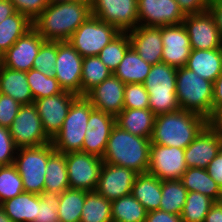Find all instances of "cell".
<instances>
[{"label":"cell","instance_id":"1","mask_svg":"<svg viewBox=\"0 0 222 222\" xmlns=\"http://www.w3.org/2000/svg\"><path fill=\"white\" fill-rule=\"evenodd\" d=\"M91 15V2H59L49 4L32 25L45 41H68Z\"/></svg>","mask_w":222,"mask_h":222},{"label":"cell","instance_id":"2","mask_svg":"<svg viewBox=\"0 0 222 222\" xmlns=\"http://www.w3.org/2000/svg\"><path fill=\"white\" fill-rule=\"evenodd\" d=\"M209 124V120L195 112L179 109L157 115L151 144L185 149Z\"/></svg>","mask_w":222,"mask_h":222},{"label":"cell","instance_id":"3","mask_svg":"<svg viewBox=\"0 0 222 222\" xmlns=\"http://www.w3.org/2000/svg\"><path fill=\"white\" fill-rule=\"evenodd\" d=\"M151 141L115 125L108 139L103 162L119 165L137 174L148 172Z\"/></svg>","mask_w":222,"mask_h":222},{"label":"cell","instance_id":"4","mask_svg":"<svg viewBox=\"0 0 222 222\" xmlns=\"http://www.w3.org/2000/svg\"><path fill=\"white\" fill-rule=\"evenodd\" d=\"M213 83L199 77L187 67L177 68L176 94L181 109L213 117Z\"/></svg>","mask_w":222,"mask_h":222},{"label":"cell","instance_id":"5","mask_svg":"<svg viewBox=\"0 0 222 222\" xmlns=\"http://www.w3.org/2000/svg\"><path fill=\"white\" fill-rule=\"evenodd\" d=\"M177 69L166 64L152 65L143 82L149 94V109L157 116L180 109L176 94Z\"/></svg>","mask_w":222,"mask_h":222},{"label":"cell","instance_id":"6","mask_svg":"<svg viewBox=\"0 0 222 222\" xmlns=\"http://www.w3.org/2000/svg\"><path fill=\"white\" fill-rule=\"evenodd\" d=\"M93 109L85 96H78L72 102L61 130L51 140L56 152L67 154L82 151L89 115Z\"/></svg>","mask_w":222,"mask_h":222},{"label":"cell","instance_id":"7","mask_svg":"<svg viewBox=\"0 0 222 222\" xmlns=\"http://www.w3.org/2000/svg\"><path fill=\"white\" fill-rule=\"evenodd\" d=\"M54 152L52 143L17 150L14 165L23 181L24 192L35 194L44 192L48 158Z\"/></svg>","mask_w":222,"mask_h":222},{"label":"cell","instance_id":"8","mask_svg":"<svg viewBox=\"0 0 222 222\" xmlns=\"http://www.w3.org/2000/svg\"><path fill=\"white\" fill-rule=\"evenodd\" d=\"M121 31L115 26L89 16L68 40L75 50L84 58L97 56Z\"/></svg>","mask_w":222,"mask_h":222},{"label":"cell","instance_id":"9","mask_svg":"<svg viewBox=\"0 0 222 222\" xmlns=\"http://www.w3.org/2000/svg\"><path fill=\"white\" fill-rule=\"evenodd\" d=\"M9 131L18 149L51 143V139L43 130L41 118L34 104L20 107Z\"/></svg>","mask_w":222,"mask_h":222},{"label":"cell","instance_id":"10","mask_svg":"<svg viewBox=\"0 0 222 222\" xmlns=\"http://www.w3.org/2000/svg\"><path fill=\"white\" fill-rule=\"evenodd\" d=\"M69 187L86 191H95L102 158L83 151L65 154Z\"/></svg>","mask_w":222,"mask_h":222},{"label":"cell","instance_id":"11","mask_svg":"<svg viewBox=\"0 0 222 222\" xmlns=\"http://www.w3.org/2000/svg\"><path fill=\"white\" fill-rule=\"evenodd\" d=\"M91 13L121 32L139 25L137 0H91Z\"/></svg>","mask_w":222,"mask_h":222},{"label":"cell","instance_id":"12","mask_svg":"<svg viewBox=\"0 0 222 222\" xmlns=\"http://www.w3.org/2000/svg\"><path fill=\"white\" fill-rule=\"evenodd\" d=\"M82 63L83 57L69 41L57 42L54 77L64 91L81 96Z\"/></svg>","mask_w":222,"mask_h":222},{"label":"cell","instance_id":"13","mask_svg":"<svg viewBox=\"0 0 222 222\" xmlns=\"http://www.w3.org/2000/svg\"><path fill=\"white\" fill-rule=\"evenodd\" d=\"M185 149L151 144L148 173L162 180L181 179L187 170Z\"/></svg>","mask_w":222,"mask_h":222},{"label":"cell","instance_id":"14","mask_svg":"<svg viewBox=\"0 0 222 222\" xmlns=\"http://www.w3.org/2000/svg\"><path fill=\"white\" fill-rule=\"evenodd\" d=\"M190 39L191 49L213 50L222 48V39L212 13L185 15L182 21Z\"/></svg>","mask_w":222,"mask_h":222},{"label":"cell","instance_id":"15","mask_svg":"<svg viewBox=\"0 0 222 222\" xmlns=\"http://www.w3.org/2000/svg\"><path fill=\"white\" fill-rule=\"evenodd\" d=\"M77 97L78 95L63 90L59 94L34 100L43 130L51 140L61 130L69 108Z\"/></svg>","mask_w":222,"mask_h":222},{"label":"cell","instance_id":"16","mask_svg":"<svg viewBox=\"0 0 222 222\" xmlns=\"http://www.w3.org/2000/svg\"><path fill=\"white\" fill-rule=\"evenodd\" d=\"M43 37L32 27L21 36L2 56L0 64L15 71H29L39 53Z\"/></svg>","mask_w":222,"mask_h":222},{"label":"cell","instance_id":"17","mask_svg":"<svg viewBox=\"0 0 222 222\" xmlns=\"http://www.w3.org/2000/svg\"><path fill=\"white\" fill-rule=\"evenodd\" d=\"M137 6L141 26L177 25L185 18L176 0H137Z\"/></svg>","mask_w":222,"mask_h":222},{"label":"cell","instance_id":"18","mask_svg":"<svg viewBox=\"0 0 222 222\" xmlns=\"http://www.w3.org/2000/svg\"><path fill=\"white\" fill-rule=\"evenodd\" d=\"M136 176L133 170L103 162L95 191L110 201L127 196Z\"/></svg>","mask_w":222,"mask_h":222},{"label":"cell","instance_id":"19","mask_svg":"<svg viewBox=\"0 0 222 222\" xmlns=\"http://www.w3.org/2000/svg\"><path fill=\"white\" fill-rule=\"evenodd\" d=\"M163 43L162 62L174 68L186 66L191 53L190 39L184 25H167L161 27Z\"/></svg>","mask_w":222,"mask_h":222},{"label":"cell","instance_id":"20","mask_svg":"<svg viewBox=\"0 0 222 222\" xmlns=\"http://www.w3.org/2000/svg\"><path fill=\"white\" fill-rule=\"evenodd\" d=\"M115 125V116L93 109L89 115L82 151L102 158Z\"/></svg>","mask_w":222,"mask_h":222},{"label":"cell","instance_id":"21","mask_svg":"<svg viewBox=\"0 0 222 222\" xmlns=\"http://www.w3.org/2000/svg\"><path fill=\"white\" fill-rule=\"evenodd\" d=\"M220 151V134L208 124L185 148L184 158L187 168L206 169Z\"/></svg>","mask_w":222,"mask_h":222},{"label":"cell","instance_id":"22","mask_svg":"<svg viewBox=\"0 0 222 222\" xmlns=\"http://www.w3.org/2000/svg\"><path fill=\"white\" fill-rule=\"evenodd\" d=\"M124 88L125 84L112 74L90 90L85 97L94 109L116 117L124 109Z\"/></svg>","mask_w":222,"mask_h":222},{"label":"cell","instance_id":"23","mask_svg":"<svg viewBox=\"0 0 222 222\" xmlns=\"http://www.w3.org/2000/svg\"><path fill=\"white\" fill-rule=\"evenodd\" d=\"M131 47L138 55L151 65L162 62V36L161 27L138 25L135 29L127 31Z\"/></svg>","mask_w":222,"mask_h":222},{"label":"cell","instance_id":"24","mask_svg":"<svg viewBox=\"0 0 222 222\" xmlns=\"http://www.w3.org/2000/svg\"><path fill=\"white\" fill-rule=\"evenodd\" d=\"M185 67L194 71L199 77L214 83L222 74V48L192 49Z\"/></svg>","mask_w":222,"mask_h":222},{"label":"cell","instance_id":"25","mask_svg":"<svg viewBox=\"0 0 222 222\" xmlns=\"http://www.w3.org/2000/svg\"><path fill=\"white\" fill-rule=\"evenodd\" d=\"M0 93L12 97L21 105L34 103L26 72L8 69L0 64Z\"/></svg>","mask_w":222,"mask_h":222},{"label":"cell","instance_id":"26","mask_svg":"<svg viewBox=\"0 0 222 222\" xmlns=\"http://www.w3.org/2000/svg\"><path fill=\"white\" fill-rule=\"evenodd\" d=\"M116 125L133 135L151 139L156 115L149 109H123Z\"/></svg>","mask_w":222,"mask_h":222},{"label":"cell","instance_id":"27","mask_svg":"<svg viewBox=\"0 0 222 222\" xmlns=\"http://www.w3.org/2000/svg\"><path fill=\"white\" fill-rule=\"evenodd\" d=\"M151 67L152 65L144 61L130 46L113 75L124 84H143Z\"/></svg>","mask_w":222,"mask_h":222},{"label":"cell","instance_id":"28","mask_svg":"<svg viewBox=\"0 0 222 222\" xmlns=\"http://www.w3.org/2000/svg\"><path fill=\"white\" fill-rule=\"evenodd\" d=\"M131 194L145 207L147 212L159 210L161 180L148 172L137 174Z\"/></svg>","mask_w":222,"mask_h":222},{"label":"cell","instance_id":"29","mask_svg":"<svg viewBox=\"0 0 222 222\" xmlns=\"http://www.w3.org/2000/svg\"><path fill=\"white\" fill-rule=\"evenodd\" d=\"M0 206L13 222H34L38 212V194L22 192Z\"/></svg>","mask_w":222,"mask_h":222},{"label":"cell","instance_id":"30","mask_svg":"<svg viewBox=\"0 0 222 222\" xmlns=\"http://www.w3.org/2000/svg\"><path fill=\"white\" fill-rule=\"evenodd\" d=\"M181 181L188 192H199L215 202L222 201V190L206 169L187 168L183 173Z\"/></svg>","mask_w":222,"mask_h":222},{"label":"cell","instance_id":"31","mask_svg":"<svg viewBox=\"0 0 222 222\" xmlns=\"http://www.w3.org/2000/svg\"><path fill=\"white\" fill-rule=\"evenodd\" d=\"M32 27V21L17 11L2 21L0 23V56Z\"/></svg>","mask_w":222,"mask_h":222},{"label":"cell","instance_id":"32","mask_svg":"<svg viewBox=\"0 0 222 222\" xmlns=\"http://www.w3.org/2000/svg\"><path fill=\"white\" fill-rule=\"evenodd\" d=\"M68 188L70 187L65 154L55 151L48 158L44 191H53L61 194Z\"/></svg>","mask_w":222,"mask_h":222},{"label":"cell","instance_id":"33","mask_svg":"<svg viewBox=\"0 0 222 222\" xmlns=\"http://www.w3.org/2000/svg\"><path fill=\"white\" fill-rule=\"evenodd\" d=\"M161 192L159 210L181 215L188 195L181 179L162 180Z\"/></svg>","mask_w":222,"mask_h":222},{"label":"cell","instance_id":"34","mask_svg":"<svg viewBox=\"0 0 222 222\" xmlns=\"http://www.w3.org/2000/svg\"><path fill=\"white\" fill-rule=\"evenodd\" d=\"M112 222H145L147 210L132 195L111 201Z\"/></svg>","mask_w":222,"mask_h":222},{"label":"cell","instance_id":"35","mask_svg":"<svg viewBox=\"0 0 222 222\" xmlns=\"http://www.w3.org/2000/svg\"><path fill=\"white\" fill-rule=\"evenodd\" d=\"M86 190L68 188L59 195V222H80Z\"/></svg>","mask_w":222,"mask_h":222},{"label":"cell","instance_id":"36","mask_svg":"<svg viewBox=\"0 0 222 222\" xmlns=\"http://www.w3.org/2000/svg\"><path fill=\"white\" fill-rule=\"evenodd\" d=\"M80 222H112L111 201L96 191H87Z\"/></svg>","mask_w":222,"mask_h":222},{"label":"cell","instance_id":"37","mask_svg":"<svg viewBox=\"0 0 222 222\" xmlns=\"http://www.w3.org/2000/svg\"><path fill=\"white\" fill-rule=\"evenodd\" d=\"M113 72L98 56L84 57L81 75V96H85L95 86L110 77Z\"/></svg>","mask_w":222,"mask_h":222},{"label":"cell","instance_id":"38","mask_svg":"<svg viewBox=\"0 0 222 222\" xmlns=\"http://www.w3.org/2000/svg\"><path fill=\"white\" fill-rule=\"evenodd\" d=\"M215 201L199 192H188L181 219L183 222H204Z\"/></svg>","mask_w":222,"mask_h":222},{"label":"cell","instance_id":"39","mask_svg":"<svg viewBox=\"0 0 222 222\" xmlns=\"http://www.w3.org/2000/svg\"><path fill=\"white\" fill-rule=\"evenodd\" d=\"M131 46L127 32H121L108 45H106L97 55L100 60L114 72L123 60L124 54Z\"/></svg>","mask_w":222,"mask_h":222},{"label":"cell","instance_id":"40","mask_svg":"<svg viewBox=\"0 0 222 222\" xmlns=\"http://www.w3.org/2000/svg\"><path fill=\"white\" fill-rule=\"evenodd\" d=\"M26 77L34 100L53 96L63 91L55 77H47L35 69L27 71Z\"/></svg>","mask_w":222,"mask_h":222},{"label":"cell","instance_id":"41","mask_svg":"<svg viewBox=\"0 0 222 222\" xmlns=\"http://www.w3.org/2000/svg\"><path fill=\"white\" fill-rule=\"evenodd\" d=\"M24 192L23 181L14 164L0 166V204Z\"/></svg>","mask_w":222,"mask_h":222},{"label":"cell","instance_id":"42","mask_svg":"<svg viewBox=\"0 0 222 222\" xmlns=\"http://www.w3.org/2000/svg\"><path fill=\"white\" fill-rule=\"evenodd\" d=\"M57 59V42L45 41L33 61L32 69L40 71L47 77H54Z\"/></svg>","mask_w":222,"mask_h":222},{"label":"cell","instance_id":"43","mask_svg":"<svg viewBox=\"0 0 222 222\" xmlns=\"http://www.w3.org/2000/svg\"><path fill=\"white\" fill-rule=\"evenodd\" d=\"M59 193L44 191L38 194V212L34 222H59L58 202Z\"/></svg>","mask_w":222,"mask_h":222},{"label":"cell","instance_id":"44","mask_svg":"<svg viewBox=\"0 0 222 222\" xmlns=\"http://www.w3.org/2000/svg\"><path fill=\"white\" fill-rule=\"evenodd\" d=\"M149 108V94L143 84H125L124 109Z\"/></svg>","mask_w":222,"mask_h":222},{"label":"cell","instance_id":"45","mask_svg":"<svg viewBox=\"0 0 222 222\" xmlns=\"http://www.w3.org/2000/svg\"><path fill=\"white\" fill-rule=\"evenodd\" d=\"M17 150L9 128L0 126V166L14 164Z\"/></svg>","mask_w":222,"mask_h":222},{"label":"cell","instance_id":"46","mask_svg":"<svg viewBox=\"0 0 222 222\" xmlns=\"http://www.w3.org/2000/svg\"><path fill=\"white\" fill-rule=\"evenodd\" d=\"M21 106L12 97L0 93V126L9 128Z\"/></svg>","mask_w":222,"mask_h":222},{"label":"cell","instance_id":"47","mask_svg":"<svg viewBox=\"0 0 222 222\" xmlns=\"http://www.w3.org/2000/svg\"><path fill=\"white\" fill-rule=\"evenodd\" d=\"M15 11L26 15L33 21L49 5L47 0H9Z\"/></svg>","mask_w":222,"mask_h":222},{"label":"cell","instance_id":"48","mask_svg":"<svg viewBox=\"0 0 222 222\" xmlns=\"http://www.w3.org/2000/svg\"><path fill=\"white\" fill-rule=\"evenodd\" d=\"M184 15H192L209 10L212 0H176Z\"/></svg>","mask_w":222,"mask_h":222},{"label":"cell","instance_id":"49","mask_svg":"<svg viewBox=\"0 0 222 222\" xmlns=\"http://www.w3.org/2000/svg\"><path fill=\"white\" fill-rule=\"evenodd\" d=\"M208 174L222 190V151H220L206 168Z\"/></svg>","mask_w":222,"mask_h":222},{"label":"cell","instance_id":"50","mask_svg":"<svg viewBox=\"0 0 222 222\" xmlns=\"http://www.w3.org/2000/svg\"><path fill=\"white\" fill-rule=\"evenodd\" d=\"M145 222H183L180 215H175L162 210L147 213Z\"/></svg>","mask_w":222,"mask_h":222},{"label":"cell","instance_id":"51","mask_svg":"<svg viewBox=\"0 0 222 222\" xmlns=\"http://www.w3.org/2000/svg\"><path fill=\"white\" fill-rule=\"evenodd\" d=\"M213 116L222 108V74L213 83Z\"/></svg>","mask_w":222,"mask_h":222},{"label":"cell","instance_id":"52","mask_svg":"<svg viewBox=\"0 0 222 222\" xmlns=\"http://www.w3.org/2000/svg\"><path fill=\"white\" fill-rule=\"evenodd\" d=\"M209 11L215 18L222 39V0H212L209 5Z\"/></svg>","mask_w":222,"mask_h":222},{"label":"cell","instance_id":"53","mask_svg":"<svg viewBox=\"0 0 222 222\" xmlns=\"http://www.w3.org/2000/svg\"><path fill=\"white\" fill-rule=\"evenodd\" d=\"M204 222H222V201L215 202L209 209Z\"/></svg>","mask_w":222,"mask_h":222},{"label":"cell","instance_id":"54","mask_svg":"<svg viewBox=\"0 0 222 222\" xmlns=\"http://www.w3.org/2000/svg\"><path fill=\"white\" fill-rule=\"evenodd\" d=\"M15 12L14 5L9 0H0V23Z\"/></svg>","mask_w":222,"mask_h":222},{"label":"cell","instance_id":"55","mask_svg":"<svg viewBox=\"0 0 222 222\" xmlns=\"http://www.w3.org/2000/svg\"><path fill=\"white\" fill-rule=\"evenodd\" d=\"M209 124L219 133L222 134V108L219 109L209 120Z\"/></svg>","mask_w":222,"mask_h":222},{"label":"cell","instance_id":"56","mask_svg":"<svg viewBox=\"0 0 222 222\" xmlns=\"http://www.w3.org/2000/svg\"><path fill=\"white\" fill-rule=\"evenodd\" d=\"M0 222H13L7 215L3 208L0 206Z\"/></svg>","mask_w":222,"mask_h":222},{"label":"cell","instance_id":"57","mask_svg":"<svg viewBox=\"0 0 222 222\" xmlns=\"http://www.w3.org/2000/svg\"><path fill=\"white\" fill-rule=\"evenodd\" d=\"M48 4H54L59 2H91V0H47Z\"/></svg>","mask_w":222,"mask_h":222},{"label":"cell","instance_id":"58","mask_svg":"<svg viewBox=\"0 0 222 222\" xmlns=\"http://www.w3.org/2000/svg\"><path fill=\"white\" fill-rule=\"evenodd\" d=\"M221 151H222V134H220Z\"/></svg>","mask_w":222,"mask_h":222}]
</instances>
